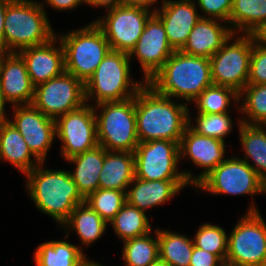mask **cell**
Returning <instances> with one entry per match:
<instances>
[{
    "mask_svg": "<svg viewBox=\"0 0 266 266\" xmlns=\"http://www.w3.org/2000/svg\"><path fill=\"white\" fill-rule=\"evenodd\" d=\"M44 4L33 0H11L4 19L3 51L43 45L56 36Z\"/></svg>",
    "mask_w": 266,
    "mask_h": 266,
    "instance_id": "4",
    "label": "cell"
},
{
    "mask_svg": "<svg viewBox=\"0 0 266 266\" xmlns=\"http://www.w3.org/2000/svg\"><path fill=\"white\" fill-rule=\"evenodd\" d=\"M42 164H38L25 174L27 176L25 186L36 208L51 216L62 226L74 208L85 199L78 192L69 171L43 169Z\"/></svg>",
    "mask_w": 266,
    "mask_h": 266,
    "instance_id": "3",
    "label": "cell"
},
{
    "mask_svg": "<svg viewBox=\"0 0 266 266\" xmlns=\"http://www.w3.org/2000/svg\"><path fill=\"white\" fill-rule=\"evenodd\" d=\"M193 242L195 247L217 255L225 263L228 236L222 227L210 223L201 225Z\"/></svg>",
    "mask_w": 266,
    "mask_h": 266,
    "instance_id": "36",
    "label": "cell"
},
{
    "mask_svg": "<svg viewBox=\"0 0 266 266\" xmlns=\"http://www.w3.org/2000/svg\"><path fill=\"white\" fill-rule=\"evenodd\" d=\"M233 0H197L196 6L205 13L202 18L222 20L221 22L229 24ZM207 16V17H206Z\"/></svg>",
    "mask_w": 266,
    "mask_h": 266,
    "instance_id": "39",
    "label": "cell"
},
{
    "mask_svg": "<svg viewBox=\"0 0 266 266\" xmlns=\"http://www.w3.org/2000/svg\"><path fill=\"white\" fill-rule=\"evenodd\" d=\"M219 21L201 18L190 32L187 42L180 51L187 55L210 59L234 34L229 26L221 25Z\"/></svg>",
    "mask_w": 266,
    "mask_h": 266,
    "instance_id": "21",
    "label": "cell"
},
{
    "mask_svg": "<svg viewBox=\"0 0 266 266\" xmlns=\"http://www.w3.org/2000/svg\"><path fill=\"white\" fill-rule=\"evenodd\" d=\"M254 205L228 237L225 266H266V222Z\"/></svg>",
    "mask_w": 266,
    "mask_h": 266,
    "instance_id": "8",
    "label": "cell"
},
{
    "mask_svg": "<svg viewBox=\"0 0 266 266\" xmlns=\"http://www.w3.org/2000/svg\"><path fill=\"white\" fill-rule=\"evenodd\" d=\"M231 25V26H230ZM266 25V0H233L229 27L234 34H255ZM236 31V32H235Z\"/></svg>",
    "mask_w": 266,
    "mask_h": 266,
    "instance_id": "26",
    "label": "cell"
},
{
    "mask_svg": "<svg viewBox=\"0 0 266 266\" xmlns=\"http://www.w3.org/2000/svg\"><path fill=\"white\" fill-rule=\"evenodd\" d=\"M156 238L151 233L124 241L122 259L125 266H148L159 259L158 229Z\"/></svg>",
    "mask_w": 266,
    "mask_h": 266,
    "instance_id": "32",
    "label": "cell"
},
{
    "mask_svg": "<svg viewBox=\"0 0 266 266\" xmlns=\"http://www.w3.org/2000/svg\"><path fill=\"white\" fill-rule=\"evenodd\" d=\"M122 242L152 232L147 214L126 202L109 222Z\"/></svg>",
    "mask_w": 266,
    "mask_h": 266,
    "instance_id": "31",
    "label": "cell"
},
{
    "mask_svg": "<svg viewBox=\"0 0 266 266\" xmlns=\"http://www.w3.org/2000/svg\"><path fill=\"white\" fill-rule=\"evenodd\" d=\"M5 53H6L5 51H3L2 49H0V65H1V62H2V57H3V55Z\"/></svg>",
    "mask_w": 266,
    "mask_h": 266,
    "instance_id": "49",
    "label": "cell"
},
{
    "mask_svg": "<svg viewBox=\"0 0 266 266\" xmlns=\"http://www.w3.org/2000/svg\"><path fill=\"white\" fill-rule=\"evenodd\" d=\"M212 195H256L266 193V183L242 158L231 157L215 167L196 186Z\"/></svg>",
    "mask_w": 266,
    "mask_h": 266,
    "instance_id": "10",
    "label": "cell"
},
{
    "mask_svg": "<svg viewBox=\"0 0 266 266\" xmlns=\"http://www.w3.org/2000/svg\"><path fill=\"white\" fill-rule=\"evenodd\" d=\"M188 103L176 104L145 84L135 95V113L139 143L169 140L180 143L189 125Z\"/></svg>",
    "mask_w": 266,
    "mask_h": 266,
    "instance_id": "1",
    "label": "cell"
},
{
    "mask_svg": "<svg viewBox=\"0 0 266 266\" xmlns=\"http://www.w3.org/2000/svg\"><path fill=\"white\" fill-rule=\"evenodd\" d=\"M173 53L161 20L153 14L129 57H137L144 72L143 81L147 83Z\"/></svg>",
    "mask_w": 266,
    "mask_h": 266,
    "instance_id": "16",
    "label": "cell"
},
{
    "mask_svg": "<svg viewBox=\"0 0 266 266\" xmlns=\"http://www.w3.org/2000/svg\"><path fill=\"white\" fill-rule=\"evenodd\" d=\"M124 0H85V3L99 8L105 7L107 10L123 5Z\"/></svg>",
    "mask_w": 266,
    "mask_h": 266,
    "instance_id": "42",
    "label": "cell"
},
{
    "mask_svg": "<svg viewBox=\"0 0 266 266\" xmlns=\"http://www.w3.org/2000/svg\"><path fill=\"white\" fill-rule=\"evenodd\" d=\"M93 108L97 123L98 144L107 151L134 152L137 136L135 97L123 101L102 102Z\"/></svg>",
    "mask_w": 266,
    "mask_h": 266,
    "instance_id": "7",
    "label": "cell"
},
{
    "mask_svg": "<svg viewBox=\"0 0 266 266\" xmlns=\"http://www.w3.org/2000/svg\"><path fill=\"white\" fill-rule=\"evenodd\" d=\"M0 90L12 106L31 105L34 90L23 58L17 52H6L0 65Z\"/></svg>",
    "mask_w": 266,
    "mask_h": 266,
    "instance_id": "20",
    "label": "cell"
},
{
    "mask_svg": "<svg viewBox=\"0 0 266 266\" xmlns=\"http://www.w3.org/2000/svg\"><path fill=\"white\" fill-rule=\"evenodd\" d=\"M84 104V83L67 72L36 86L32 102L36 109L55 120Z\"/></svg>",
    "mask_w": 266,
    "mask_h": 266,
    "instance_id": "13",
    "label": "cell"
},
{
    "mask_svg": "<svg viewBox=\"0 0 266 266\" xmlns=\"http://www.w3.org/2000/svg\"><path fill=\"white\" fill-rule=\"evenodd\" d=\"M107 222L85 201L77 205L68 220L62 225L66 230H75L82 245L89 247L105 233Z\"/></svg>",
    "mask_w": 266,
    "mask_h": 266,
    "instance_id": "28",
    "label": "cell"
},
{
    "mask_svg": "<svg viewBox=\"0 0 266 266\" xmlns=\"http://www.w3.org/2000/svg\"><path fill=\"white\" fill-rule=\"evenodd\" d=\"M134 178V152L106 150L99 176V188L125 191L127 193Z\"/></svg>",
    "mask_w": 266,
    "mask_h": 266,
    "instance_id": "24",
    "label": "cell"
},
{
    "mask_svg": "<svg viewBox=\"0 0 266 266\" xmlns=\"http://www.w3.org/2000/svg\"><path fill=\"white\" fill-rule=\"evenodd\" d=\"M159 259L169 266H189L194 248L193 239L158 229Z\"/></svg>",
    "mask_w": 266,
    "mask_h": 266,
    "instance_id": "30",
    "label": "cell"
},
{
    "mask_svg": "<svg viewBox=\"0 0 266 266\" xmlns=\"http://www.w3.org/2000/svg\"><path fill=\"white\" fill-rule=\"evenodd\" d=\"M234 35L210 58L211 79L239 93L248 82L254 34H242L230 43Z\"/></svg>",
    "mask_w": 266,
    "mask_h": 266,
    "instance_id": "11",
    "label": "cell"
},
{
    "mask_svg": "<svg viewBox=\"0 0 266 266\" xmlns=\"http://www.w3.org/2000/svg\"><path fill=\"white\" fill-rule=\"evenodd\" d=\"M11 124L21 133L32 154L44 163L56 137V122L31 105L13 106Z\"/></svg>",
    "mask_w": 266,
    "mask_h": 266,
    "instance_id": "15",
    "label": "cell"
},
{
    "mask_svg": "<svg viewBox=\"0 0 266 266\" xmlns=\"http://www.w3.org/2000/svg\"><path fill=\"white\" fill-rule=\"evenodd\" d=\"M56 138L62 141L61 155L65 160L98 146L95 109L90 103L59 116Z\"/></svg>",
    "mask_w": 266,
    "mask_h": 266,
    "instance_id": "14",
    "label": "cell"
},
{
    "mask_svg": "<svg viewBox=\"0 0 266 266\" xmlns=\"http://www.w3.org/2000/svg\"><path fill=\"white\" fill-rule=\"evenodd\" d=\"M154 14L141 7L120 5L107 10V15L94 23L103 31L113 51L130 53Z\"/></svg>",
    "mask_w": 266,
    "mask_h": 266,
    "instance_id": "12",
    "label": "cell"
},
{
    "mask_svg": "<svg viewBox=\"0 0 266 266\" xmlns=\"http://www.w3.org/2000/svg\"><path fill=\"white\" fill-rule=\"evenodd\" d=\"M239 123L241 146L245 152L243 159L266 183V125H249ZM253 161V164L249 162Z\"/></svg>",
    "mask_w": 266,
    "mask_h": 266,
    "instance_id": "27",
    "label": "cell"
},
{
    "mask_svg": "<svg viewBox=\"0 0 266 266\" xmlns=\"http://www.w3.org/2000/svg\"><path fill=\"white\" fill-rule=\"evenodd\" d=\"M105 154L106 149L98 145L66 160L76 165L75 170L69 173L84 199L99 188V176Z\"/></svg>",
    "mask_w": 266,
    "mask_h": 266,
    "instance_id": "23",
    "label": "cell"
},
{
    "mask_svg": "<svg viewBox=\"0 0 266 266\" xmlns=\"http://www.w3.org/2000/svg\"><path fill=\"white\" fill-rule=\"evenodd\" d=\"M148 266H169L166 262L158 259L157 261L151 263L150 265Z\"/></svg>",
    "mask_w": 266,
    "mask_h": 266,
    "instance_id": "48",
    "label": "cell"
},
{
    "mask_svg": "<svg viewBox=\"0 0 266 266\" xmlns=\"http://www.w3.org/2000/svg\"><path fill=\"white\" fill-rule=\"evenodd\" d=\"M2 159L13 164L24 175L41 163L32 154L21 133L9 121L3 123L0 130V160L3 161Z\"/></svg>",
    "mask_w": 266,
    "mask_h": 266,
    "instance_id": "25",
    "label": "cell"
},
{
    "mask_svg": "<svg viewBox=\"0 0 266 266\" xmlns=\"http://www.w3.org/2000/svg\"><path fill=\"white\" fill-rule=\"evenodd\" d=\"M197 115L196 120L194 121L196 122V125L191 124L192 121L189 115V126L196 133L225 142L224 138L230 133L233 125L229 113H197Z\"/></svg>",
    "mask_w": 266,
    "mask_h": 266,
    "instance_id": "37",
    "label": "cell"
},
{
    "mask_svg": "<svg viewBox=\"0 0 266 266\" xmlns=\"http://www.w3.org/2000/svg\"><path fill=\"white\" fill-rule=\"evenodd\" d=\"M47 4L54 8L55 10H71L77 8L81 3H85V0H46Z\"/></svg>",
    "mask_w": 266,
    "mask_h": 266,
    "instance_id": "41",
    "label": "cell"
},
{
    "mask_svg": "<svg viewBox=\"0 0 266 266\" xmlns=\"http://www.w3.org/2000/svg\"><path fill=\"white\" fill-rule=\"evenodd\" d=\"M247 84H266V43L255 34Z\"/></svg>",
    "mask_w": 266,
    "mask_h": 266,
    "instance_id": "38",
    "label": "cell"
},
{
    "mask_svg": "<svg viewBox=\"0 0 266 266\" xmlns=\"http://www.w3.org/2000/svg\"><path fill=\"white\" fill-rule=\"evenodd\" d=\"M64 34L58 40L64 49L65 72L85 84L111 51V47L94 21L79 30Z\"/></svg>",
    "mask_w": 266,
    "mask_h": 266,
    "instance_id": "6",
    "label": "cell"
},
{
    "mask_svg": "<svg viewBox=\"0 0 266 266\" xmlns=\"http://www.w3.org/2000/svg\"><path fill=\"white\" fill-rule=\"evenodd\" d=\"M8 103L0 90V124L8 122L10 119L7 118L5 113V104Z\"/></svg>",
    "mask_w": 266,
    "mask_h": 266,
    "instance_id": "45",
    "label": "cell"
},
{
    "mask_svg": "<svg viewBox=\"0 0 266 266\" xmlns=\"http://www.w3.org/2000/svg\"><path fill=\"white\" fill-rule=\"evenodd\" d=\"M239 93L233 88L212 84L206 88L195 100L197 113L218 114L228 113L231 100L239 104Z\"/></svg>",
    "mask_w": 266,
    "mask_h": 266,
    "instance_id": "34",
    "label": "cell"
},
{
    "mask_svg": "<svg viewBox=\"0 0 266 266\" xmlns=\"http://www.w3.org/2000/svg\"><path fill=\"white\" fill-rule=\"evenodd\" d=\"M82 266H103V265L100 263H97L95 261L93 262L92 260L90 261V260L86 259Z\"/></svg>",
    "mask_w": 266,
    "mask_h": 266,
    "instance_id": "47",
    "label": "cell"
},
{
    "mask_svg": "<svg viewBox=\"0 0 266 266\" xmlns=\"http://www.w3.org/2000/svg\"><path fill=\"white\" fill-rule=\"evenodd\" d=\"M130 59L128 53L111 50L84 84L86 103L91 99L97 105L135 97L146 82L131 79Z\"/></svg>",
    "mask_w": 266,
    "mask_h": 266,
    "instance_id": "5",
    "label": "cell"
},
{
    "mask_svg": "<svg viewBox=\"0 0 266 266\" xmlns=\"http://www.w3.org/2000/svg\"><path fill=\"white\" fill-rule=\"evenodd\" d=\"M85 202L109 223L127 202L126 192L98 188L85 199Z\"/></svg>",
    "mask_w": 266,
    "mask_h": 266,
    "instance_id": "35",
    "label": "cell"
},
{
    "mask_svg": "<svg viewBox=\"0 0 266 266\" xmlns=\"http://www.w3.org/2000/svg\"><path fill=\"white\" fill-rule=\"evenodd\" d=\"M225 147V142L198 134L188 125L179 143V154L180 159L187 156L195 166L203 169L196 176V185L226 160Z\"/></svg>",
    "mask_w": 266,
    "mask_h": 266,
    "instance_id": "19",
    "label": "cell"
},
{
    "mask_svg": "<svg viewBox=\"0 0 266 266\" xmlns=\"http://www.w3.org/2000/svg\"><path fill=\"white\" fill-rule=\"evenodd\" d=\"M57 40L56 35L43 45L27 47L17 52L25 62L34 87L65 72L64 49L61 42L58 47L55 45Z\"/></svg>",
    "mask_w": 266,
    "mask_h": 266,
    "instance_id": "18",
    "label": "cell"
},
{
    "mask_svg": "<svg viewBox=\"0 0 266 266\" xmlns=\"http://www.w3.org/2000/svg\"><path fill=\"white\" fill-rule=\"evenodd\" d=\"M257 36L266 43V25L258 32Z\"/></svg>",
    "mask_w": 266,
    "mask_h": 266,
    "instance_id": "46",
    "label": "cell"
},
{
    "mask_svg": "<svg viewBox=\"0 0 266 266\" xmlns=\"http://www.w3.org/2000/svg\"><path fill=\"white\" fill-rule=\"evenodd\" d=\"M243 93V94H242ZM243 97V99L241 98ZM242 105L238 106L240 113H244L241 123L249 125H266V84H247L239 92ZM246 119V120H245Z\"/></svg>",
    "mask_w": 266,
    "mask_h": 266,
    "instance_id": "33",
    "label": "cell"
},
{
    "mask_svg": "<svg viewBox=\"0 0 266 266\" xmlns=\"http://www.w3.org/2000/svg\"><path fill=\"white\" fill-rule=\"evenodd\" d=\"M194 0H162L160 9L154 14L161 20L170 46L180 51L196 23L202 18L197 13Z\"/></svg>",
    "mask_w": 266,
    "mask_h": 266,
    "instance_id": "17",
    "label": "cell"
},
{
    "mask_svg": "<svg viewBox=\"0 0 266 266\" xmlns=\"http://www.w3.org/2000/svg\"><path fill=\"white\" fill-rule=\"evenodd\" d=\"M189 266H225V263L217 255L194 246Z\"/></svg>",
    "mask_w": 266,
    "mask_h": 266,
    "instance_id": "40",
    "label": "cell"
},
{
    "mask_svg": "<svg viewBox=\"0 0 266 266\" xmlns=\"http://www.w3.org/2000/svg\"><path fill=\"white\" fill-rule=\"evenodd\" d=\"M11 0H0V49L3 50L4 19L7 4Z\"/></svg>",
    "mask_w": 266,
    "mask_h": 266,
    "instance_id": "43",
    "label": "cell"
},
{
    "mask_svg": "<svg viewBox=\"0 0 266 266\" xmlns=\"http://www.w3.org/2000/svg\"><path fill=\"white\" fill-rule=\"evenodd\" d=\"M135 178L142 180H187L196 186V175L179 172V144L169 140L140 142L134 151Z\"/></svg>",
    "mask_w": 266,
    "mask_h": 266,
    "instance_id": "9",
    "label": "cell"
},
{
    "mask_svg": "<svg viewBox=\"0 0 266 266\" xmlns=\"http://www.w3.org/2000/svg\"><path fill=\"white\" fill-rule=\"evenodd\" d=\"M147 84L158 94L192 102L213 84L210 59L174 51Z\"/></svg>",
    "mask_w": 266,
    "mask_h": 266,
    "instance_id": "2",
    "label": "cell"
},
{
    "mask_svg": "<svg viewBox=\"0 0 266 266\" xmlns=\"http://www.w3.org/2000/svg\"><path fill=\"white\" fill-rule=\"evenodd\" d=\"M158 0H124L123 4L127 6L141 7L147 10ZM151 6V7H150Z\"/></svg>",
    "mask_w": 266,
    "mask_h": 266,
    "instance_id": "44",
    "label": "cell"
},
{
    "mask_svg": "<svg viewBox=\"0 0 266 266\" xmlns=\"http://www.w3.org/2000/svg\"><path fill=\"white\" fill-rule=\"evenodd\" d=\"M87 256L68 241H49L39 245L34 253L36 266H82Z\"/></svg>",
    "mask_w": 266,
    "mask_h": 266,
    "instance_id": "29",
    "label": "cell"
},
{
    "mask_svg": "<svg viewBox=\"0 0 266 266\" xmlns=\"http://www.w3.org/2000/svg\"><path fill=\"white\" fill-rule=\"evenodd\" d=\"M131 184L134 187L127 190L126 200L130 205L144 212L148 208L164 204L184 187L190 185L187 180L147 181L139 178H134Z\"/></svg>",
    "mask_w": 266,
    "mask_h": 266,
    "instance_id": "22",
    "label": "cell"
}]
</instances>
